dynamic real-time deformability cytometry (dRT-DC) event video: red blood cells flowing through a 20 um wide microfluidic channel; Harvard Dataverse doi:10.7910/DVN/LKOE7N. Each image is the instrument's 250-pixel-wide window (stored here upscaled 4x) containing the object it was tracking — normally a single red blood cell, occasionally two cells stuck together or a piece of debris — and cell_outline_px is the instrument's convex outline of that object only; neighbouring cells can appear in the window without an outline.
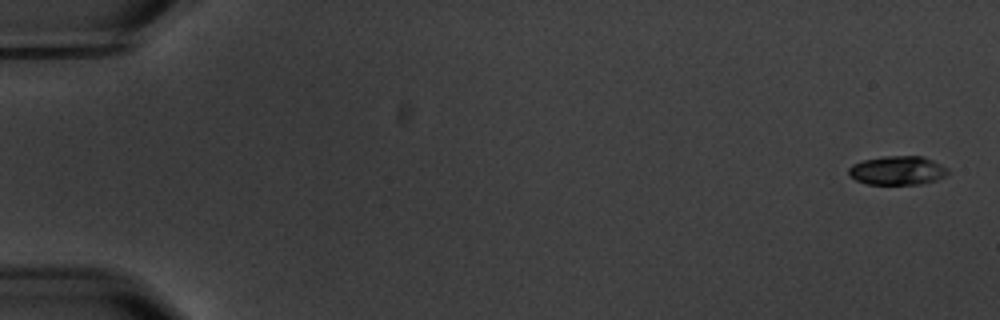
{"species": "common noctule bat (a hibernating species)", "species_latin": "Nyctalus noctula", "temperature_condition": "warm", "stored_images_in_passage": 7, "camera_frame_rate_fps": 3000, "um_per_image_px": 0.085, "animal": {"sex": "male", "body_mass_g": 20.1, "forearm_length_mm": 53.5}, "frame": {"image": 1, "passage_image": 1, "time_ms": 0.0, "image_size_px": [1000, 320], "cell_outline_px": [[948, 172], [944, 176], [936, 180], [920, 184], [868, 184], [856, 180], [848, 176], [848, 168], [852, 164], [864, 160], [884, 156], [920, 156], [932, 160], [948, 168]], "centroid_in_image_um": [76.25, 14.49], "position_along_channel_um": 8.8, "area_um2": 16.65}}